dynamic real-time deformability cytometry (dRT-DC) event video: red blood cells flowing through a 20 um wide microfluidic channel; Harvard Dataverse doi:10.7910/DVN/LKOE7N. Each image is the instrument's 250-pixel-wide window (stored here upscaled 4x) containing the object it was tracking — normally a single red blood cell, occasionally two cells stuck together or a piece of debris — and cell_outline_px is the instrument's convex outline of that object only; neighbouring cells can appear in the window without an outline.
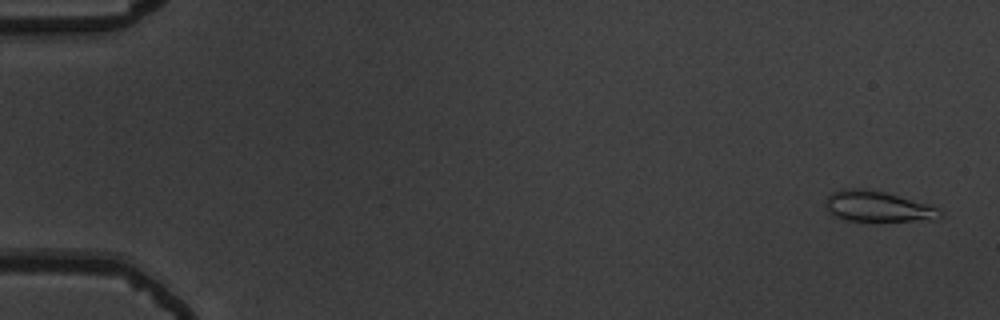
{"species": "common noctule bat (a hibernating species)", "species_latin": "Nyctalus noctula", "temperature_condition": "warm", "stored_images_in_passage": 54, "camera_frame_rate_fps": 3000, "um_per_image_px": 0.085, "animal": {"sex": "male", "body_mass_g": 19.5, "forearm_length_mm": 54.6}, "frame": {"image": 1, "passage_image": 2, "time_ms": 0.333, "image_size_px": [1000, 320], "cell_outline_px": [[940, 216], [932, 220], [844, 220], [828, 212], [824, 204], [828, 196], [832, 192], [844, 188], [860, 188], [884, 192], [928, 204], [936, 208], [940, 212]], "centroid_in_image_um": [74.53, 17.53], "position_along_channel_um": 10.5, "area_um2": 20.0}}
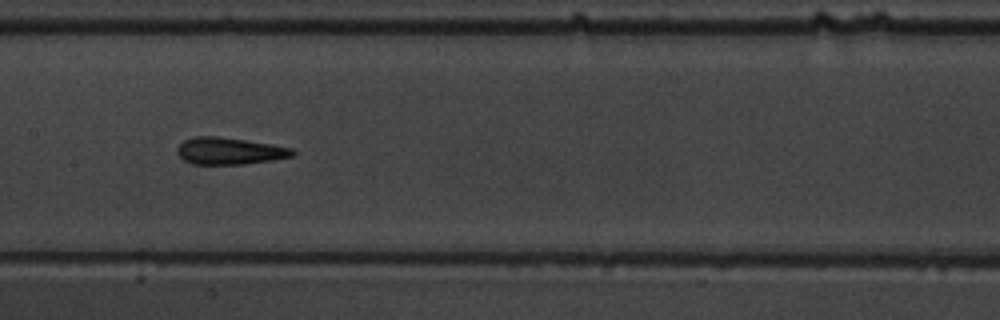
{"frame": {"image": 2, "passage_image": 28, "time_ms": 9.0, "image_size_px": [1000, 320], "cell_outline_px": [[296, 156], [272, 160], [244, 164], [192, 164], [184, 160], [176, 152], [176, 148], [184, 140], [192, 136], [216, 136], [272, 144], [292, 148], [296, 152]], "centroid_in_image_um": [19.51, 12.83], "position_along_channel_um": 187.9, "area_um2": 18.21}}
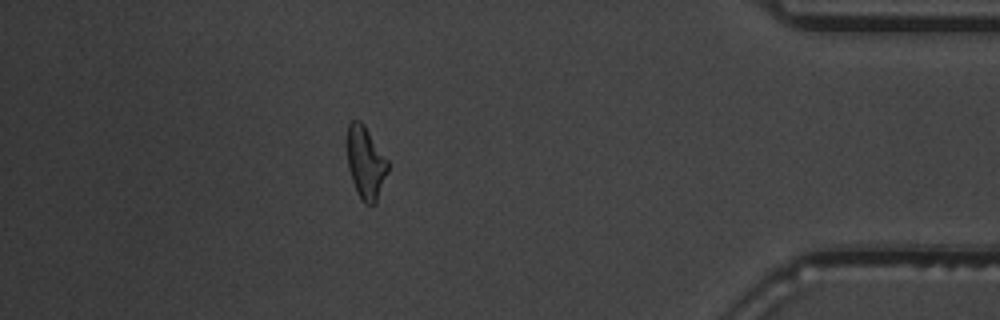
{"frame": {"image": 3, "passage_image": 48, "time_ms": 15.667, "image_size_px": [1000, 320], "cell_outline_px": [[388, 172], [376, 204], [364, 204], [352, 180], [348, 168], [348, 124], [352, 120], [360, 120], [364, 124], [388, 160]], "centroid_in_image_um": [31.1, 13.83], "position_along_channel_um": 404.1, "area_um2": 17.05}, "authors_computed_cell_mechanics": {"area_um2": 17.918, "velocity_mm_per_s": 3.8173, "shape_relaxation_time_tau1_ms": 4.923, "shape_relaxation_time_tau2_ms": 1.6696, "deformation_change_tau1": 0.2066, "deformation_change_tau2": 0.125}}